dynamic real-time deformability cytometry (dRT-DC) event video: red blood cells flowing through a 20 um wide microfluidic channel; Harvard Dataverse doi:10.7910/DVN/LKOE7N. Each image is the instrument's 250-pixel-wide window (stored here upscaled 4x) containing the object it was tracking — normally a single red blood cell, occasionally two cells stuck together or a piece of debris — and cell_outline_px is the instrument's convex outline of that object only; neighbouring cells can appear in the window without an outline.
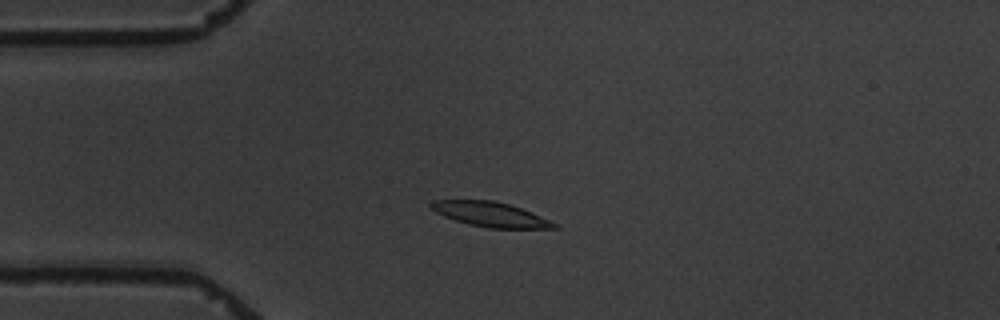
{"species": "common noctule bat (a hibernating species)", "species_latin": "Nyctalus noctula", "temperature_condition": "warm", "stored_images_in_passage": 6, "camera_frame_rate_fps": 3000, "um_per_image_px": 0.085, "animal": {"sex": "male", "body_mass_g": 19.5, "forearm_length_mm": 54.6}, "frame": {"image": 1, "passage_image": 4, "time_ms": 3.667, "image_size_px": [1000, 320], "cell_outline_px": [[560, 228], [488, 228], [468, 224], [444, 216], [436, 212], [428, 204], [432, 200], [492, 200], [508, 204], [532, 212], [556, 224]], "centroid_in_image_um": [41.66, 18.22], "position_along_channel_um": 43.3, "area_um2": 17.51}}
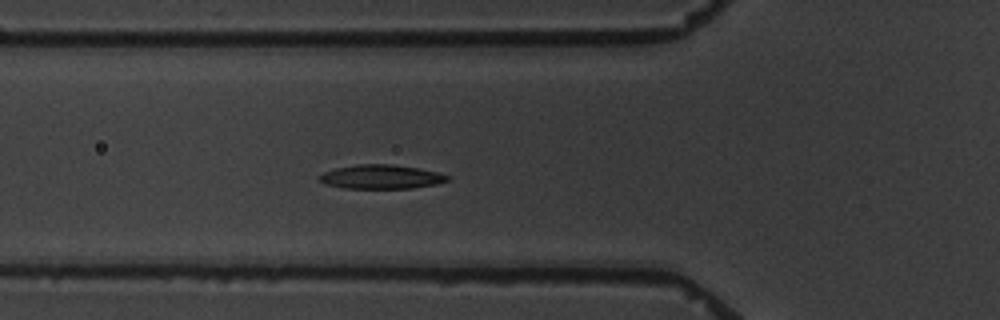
{"frame": {"image": 2, "passage_image": 6, "time_ms": 5.667, "image_size_px": [1000, 320], "cell_outline_px": [[452, 176], [448, 180], [436, 184], [412, 188], [344, 188], [324, 184], [316, 176], [324, 172], [336, 168], [356, 164], [392, 164], [416, 168], [436, 172]], "centroid_in_image_um": [32.37, 15.03], "position_along_channel_um": 93.4, "area_um2": 17.92}}